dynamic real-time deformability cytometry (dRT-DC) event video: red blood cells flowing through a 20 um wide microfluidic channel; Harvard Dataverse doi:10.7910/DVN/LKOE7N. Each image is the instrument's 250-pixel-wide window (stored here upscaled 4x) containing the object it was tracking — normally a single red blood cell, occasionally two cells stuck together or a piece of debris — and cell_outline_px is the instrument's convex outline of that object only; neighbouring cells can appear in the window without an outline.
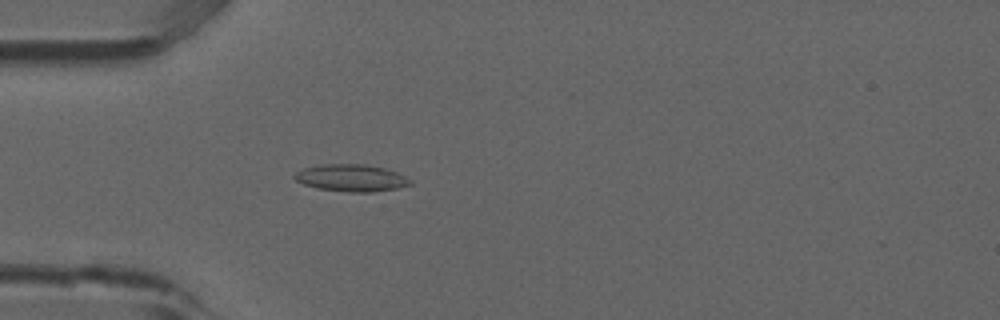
{"species": "common noctule bat (a hibernating species)", "species_latin": "Nyctalus noctula", "temperature_condition": "room temperature", "stored_images_in_passage": 52, "camera_frame_rate_fps": 3000, "um_per_image_px": 0.085, "animal": {"sex": "male", "forearm_length_mm": 52.5}, "frame": {"image": 1, "passage_image": 15, "time_ms": 4.667, "image_size_px": [1000, 320], "cell_outline_px": [[412, 184], [396, 188], [372, 192], [348, 192], [316, 188], [304, 184], [296, 180], [292, 176], [296, 172], [304, 168], [320, 164], [364, 164], [384, 168], [396, 172], [412, 180]], "centroid_in_image_um": [29.84, 15.12], "position_along_channel_um": 55.2, "area_um2": 18.21}}
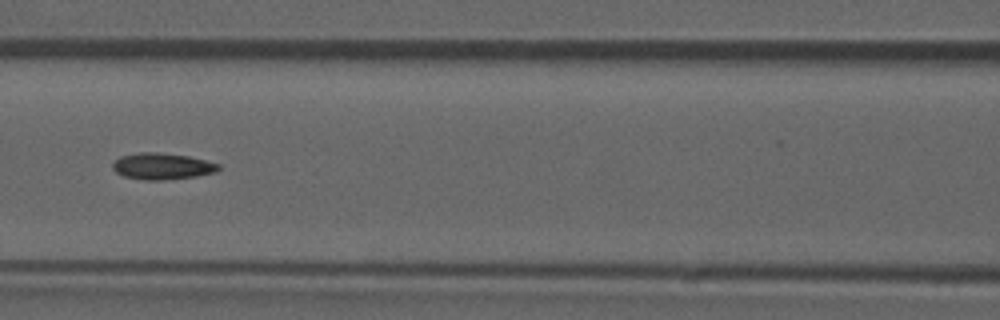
{"frame": {"image": 2, "passage_image": 23, "time_ms": 7.333, "image_size_px": [1000, 320], "cell_outline_px": [[220, 168], [216, 172], [196, 176], [160, 180], [144, 180], [124, 176], [116, 172], [112, 168], [112, 164], [120, 156], [140, 152], [156, 152], [188, 156], [220, 164]], "centroid_in_image_um": [13.77, 14.13], "position_along_channel_um": 152.8, "area_um2": 16.18}}
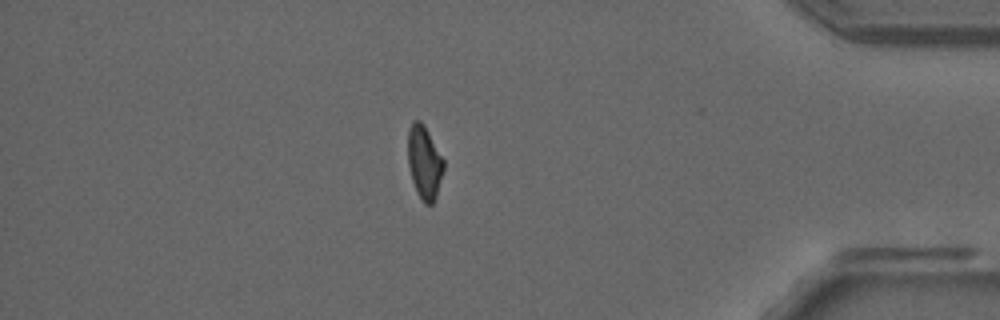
{"frame": {"image": 3, "passage_image": 45, "time_ms": 14.667, "image_size_px": [1000, 320], "cell_outline_px": [[444, 168], [436, 196], [432, 204], [424, 204], [416, 192], [412, 180], [408, 164], [408, 128], [412, 120], [420, 120], [424, 124], [444, 160]], "centroid_in_image_um": [36.05, 13.78], "position_along_channel_um": 399.1, "area_um2": 15.32}, "authors_computed_cell_mechanics": {"area_um2": 16.0106, "velocity_mm_per_s": 3.8814, "shape_relaxation_time_tau1_ms": null, "shape_relaxation_time_tau2_ms": 5.6185, "deformation_change_tau1": null, "deformation_change_tau2": 0.1376}}